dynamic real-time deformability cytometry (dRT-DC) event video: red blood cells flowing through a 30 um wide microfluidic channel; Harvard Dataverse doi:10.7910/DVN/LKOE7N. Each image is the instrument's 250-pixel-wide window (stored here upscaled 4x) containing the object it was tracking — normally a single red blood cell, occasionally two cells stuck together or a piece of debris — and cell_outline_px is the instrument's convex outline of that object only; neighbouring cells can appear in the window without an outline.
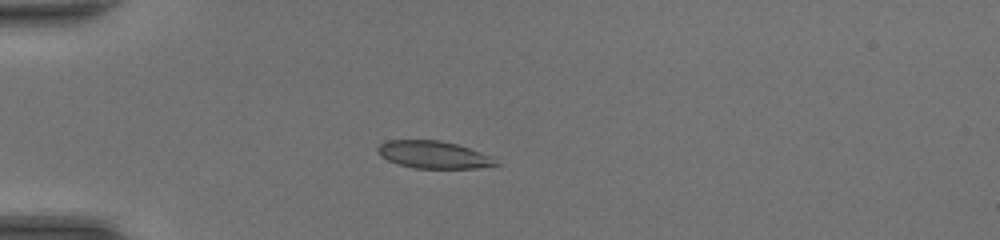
{"species": "common noctule bat (a hibernating species)", "species_latin": "Nyctalus noctula", "temperature_condition": "room temperature", "stored_images_in_passage": 35, "camera_frame_rate_fps": 3000, "um_per_image_px": 0.085, "animal": {"sex": "female", "body_mass_g": 20.0, "forearm_length_mm": 54.0}, "frame": {"image": 1, "passage_image": 1, "time_ms": 0.0, "image_size_px": [1000, 240], "cell_outline_px": [[500, 164], [476, 168], [416, 168], [400, 164], [388, 160], [380, 156], [376, 152], [376, 148], [380, 144], [388, 140], [440, 140], [456, 144], [492, 156]], "centroid_in_image_um": [36.83, 13.14], "position_along_channel_um": 48.2, "area_um2": 18.73}}
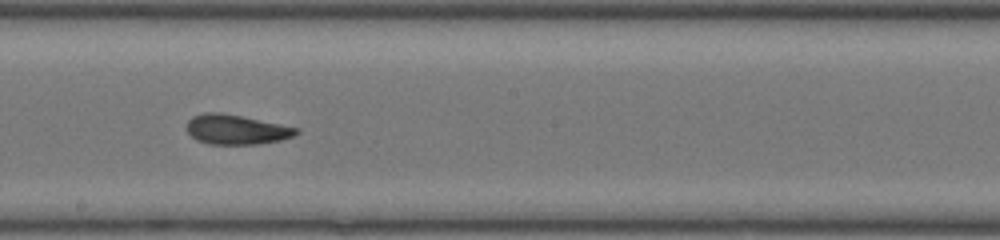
{"frame": {"image": 2, "passage_image": 15, "time_ms": 4.667, "image_size_px": [1000, 240], "cell_outline_px": [[300, 132], [292, 136], [280, 140], [256, 144], [208, 144], [196, 140], [188, 132], [188, 120], [192, 116], [204, 112], [220, 112], [300, 128]], "centroid_in_image_um": [20.07, 11.01], "position_along_channel_um": 228.1, "area_um2": 18.84}}
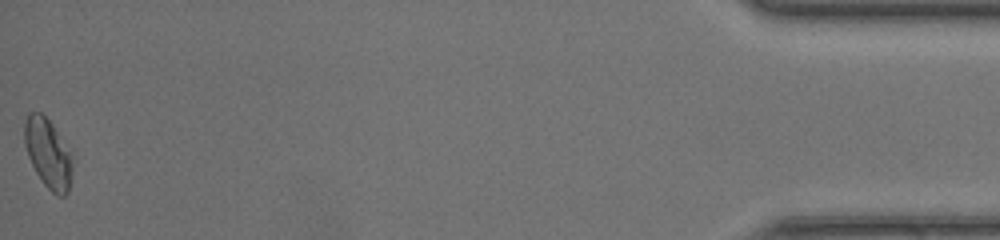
{"frame": {"image": 3, "passage_image": 35, "time_ms": 11.333, "image_size_px": [1000, 240], "cell_outline_px": [[72, 168], [68, 192], [64, 196], [56, 196], [44, 184], [36, 172], [28, 156], [24, 144], [24, 120], [28, 112], [40, 112], [52, 124], [72, 152]], "centroid_in_image_um": [4.08, 13.02], "position_along_channel_um": 431.1, "area_um2": 19.48}, "authors_computed_cell_mechanics": {"area_um2": 18.9584, "velocity_mm_per_s": 4.4016, "shape_relaxation_time_tau1_ms": 3.0853, "shape_relaxation_time_tau2_ms": 1.1242, "deformation_change_tau1": 0.1347, "deformation_change_tau2": 0.0833}}